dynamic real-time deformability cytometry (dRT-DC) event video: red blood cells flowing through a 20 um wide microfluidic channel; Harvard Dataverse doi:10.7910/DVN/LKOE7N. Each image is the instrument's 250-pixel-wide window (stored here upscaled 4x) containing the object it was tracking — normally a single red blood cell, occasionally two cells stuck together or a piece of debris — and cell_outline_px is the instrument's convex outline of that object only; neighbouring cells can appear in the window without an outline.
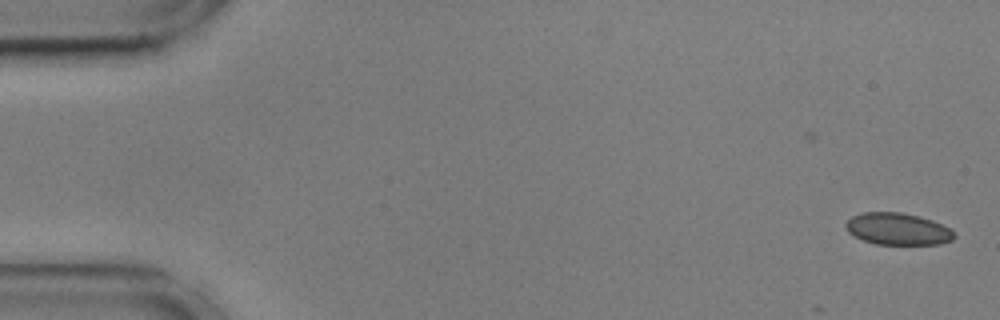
{"species": "common noctule bat (a hibernating species)", "species_latin": "Nyctalus noctula", "temperature_condition": "cold", "stored_images_in_passage": 11, "camera_frame_rate_fps": 3000, "um_per_image_px": 0.085, "animal": {"sex": "male", "body_mass_g": 17.9, "forearm_length_mm": 54.2}, "frame": {"image": 1, "passage_image": 1, "time_ms": 0.0, "image_size_px": [1000, 320], "cell_outline_px": [[956, 236], [952, 240], [940, 244], [876, 244], [864, 240], [848, 232], [844, 224], [852, 216], [860, 212], [900, 212], [920, 216], [932, 220], [948, 228]], "centroid_in_image_um": [76.29, 19.45], "position_along_channel_um": 8.7, "area_um2": 20.06}}